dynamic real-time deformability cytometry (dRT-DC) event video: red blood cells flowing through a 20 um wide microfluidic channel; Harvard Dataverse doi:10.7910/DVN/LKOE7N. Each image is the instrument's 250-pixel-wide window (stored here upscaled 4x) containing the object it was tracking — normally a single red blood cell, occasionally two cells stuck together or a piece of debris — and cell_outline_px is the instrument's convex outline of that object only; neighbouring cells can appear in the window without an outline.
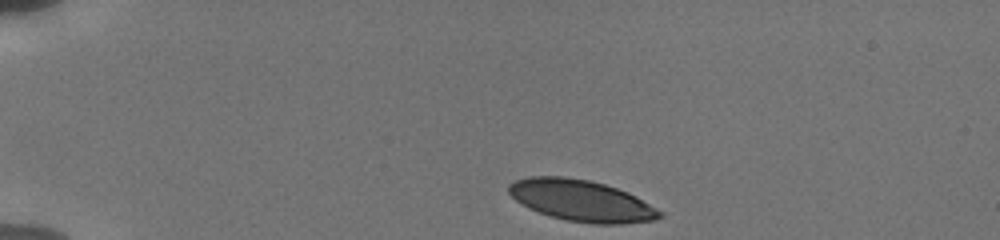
{"species": "human", "species_latin": "Homo sapiens", "temperature_condition": "cold", "stored_images_in_passage": 38, "camera_frame_rate_fps": 3000, "um_per_image_px": 0.085, "donor": {"sex": "male"}, "frame": {"image": 1, "passage_image": 1, "time_ms": 0.0, "image_size_px": [1000, 240], "cell_outline_px": [[664, 216], [652, 220], [620, 224], [596, 224], [568, 220], [552, 216], [528, 208], [516, 200], [508, 192], [508, 184], [516, 180], [528, 176], [564, 176], [588, 180], [604, 184], [628, 192], [636, 196], [664, 212]], "centroid_in_image_um": [49.43, 17.04], "position_along_channel_um": 35.6, "area_um2": 36.24}}
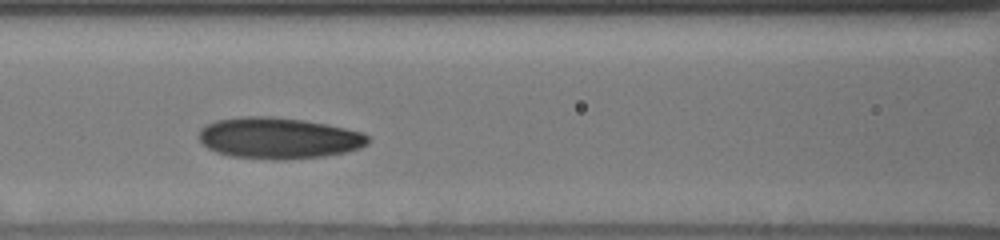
{"frame": {"image": 2, "passage_image": 15, "time_ms": 4.667, "image_size_px": [1000, 240], "cell_outline_px": [[368, 144], [360, 148], [344, 152], [324, 156], [284, 160], [272, 160], [228, 156], [216, 152], [208, 148], [196, 136], [200, 128], [216, 120], [240, 116], [272, 116], [304, 120], [344, 128], [360, 132], [368, 136]], "centroid_in_image_um": [23.62, 11.74], "position_along_channel_um": 143.0, "area_um2": 40.81}}
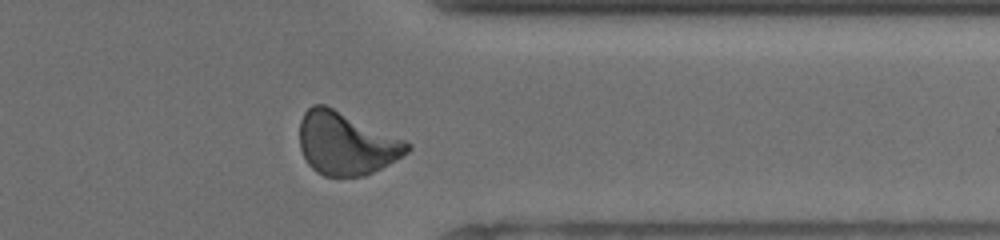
{"frame": {"image": 3, "passage_image": 34, "time_ms": 11.0, "image_size_px": [1000, 240], "cell_outline_px": [[412, 148], [408, 152], [396, 160], [364, 176], [324, 176], [316, 172], [308, 164], [300, 148], [300, 120], [304, 112], [312, 104], [324, 104], [404, 140], [412, 144]], "centroid_in_image_um": [29.4, 12.2], "position_along_channel_um": 382.0, "area_um2": 39.02}, "authors_computed_cell_mechanics": {"area_um2": 38.437, "velocity_mm_per_s": 3.8087, "shape_relaxation_time_tau1_ms": 4.1678, "shape_relaxation_time_tau2_ms": 2.3181, "deformation_change_tau1": 0.1503, "deformation_change_tau2": 0.082}}